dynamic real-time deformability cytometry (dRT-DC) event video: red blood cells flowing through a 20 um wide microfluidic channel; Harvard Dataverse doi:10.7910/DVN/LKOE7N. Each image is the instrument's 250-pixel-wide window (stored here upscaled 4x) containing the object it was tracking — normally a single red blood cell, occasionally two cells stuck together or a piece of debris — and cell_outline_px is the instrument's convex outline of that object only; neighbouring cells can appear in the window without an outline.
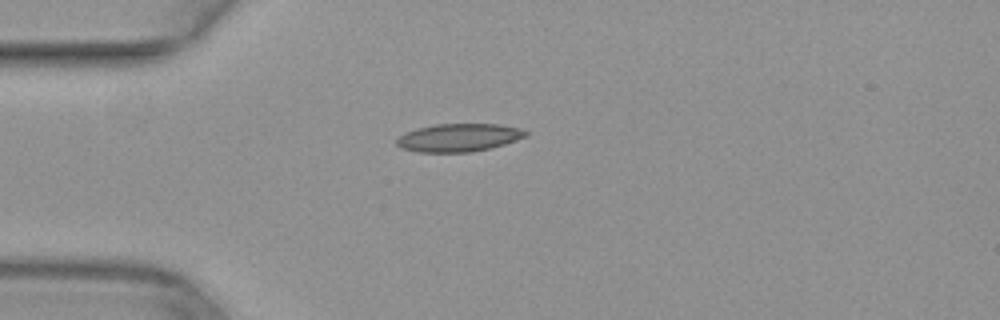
{"species": "common noctule bat (a hibernating species)", "species_latin": "Nyctalus noctula", "temperature_condition": "warm", "stored_images_in_passage": 24, "camera_frame_rate_fps": 3000, "um_per_image_px": 0.085, "animal": {"sex": "female", "body_mass_g": 29.2, "forearm_length_mm": 56.3}, "frame": {"image": 1, "passage_image": 1, "time_ms": 0.0, "image_size_px": [1000, 320], "cell_outline_px": [[528, 136], [504, 144], [472, 152], [420, 152], [400, 148], [396, 144], [396, 140], [400, 136], [416, 128], [436, 124], [500, 124], [520, 128], [528, 132]], "centroid_in_image_um": [39.01, 11.69], "position_along_channel_um": 46.0, "area_um2": 20.98}}
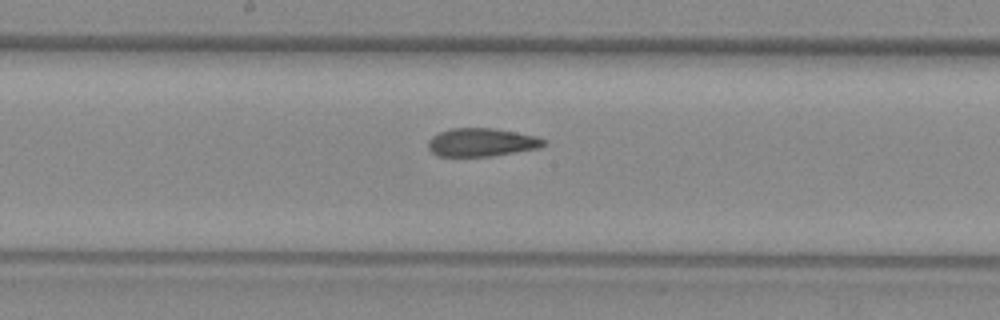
{"frame": {"image": 2, "passage_image": 14, "time_ms": 4.333, "image_size_px": [1000, 320], "cell_outline_px": [[544, 144], [540, 148], [488, 156], [436, 156], [428, 148], [428, 140], [432, 136], [440, 132], [452, 128], [492, 128], [516, 132], [536, 136], [544, 140]], "centroid_in_image_um": [40.89, 12.09], "position_along_channel_um": 207.3, "area_um2": 18.84}}
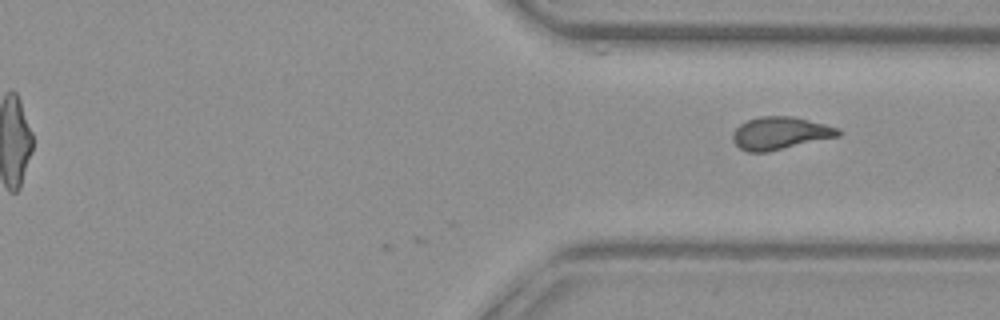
{"frame": {"image": 3, "passage_image": 24, "time_ms": 7.667, "image_size_px": [1000, 320], "cell_outline_px": [[840, 136], [768, 152], [748, 152], [740, 148], [732, 140], [732, 132], [740, 124], [748, 120], [760, 116], [792, 116], [840, 128]], "centroid_in_image_um": [66.3, 11.32], "position_along_channel_um": 345.1, "area_um2": 20.06}}